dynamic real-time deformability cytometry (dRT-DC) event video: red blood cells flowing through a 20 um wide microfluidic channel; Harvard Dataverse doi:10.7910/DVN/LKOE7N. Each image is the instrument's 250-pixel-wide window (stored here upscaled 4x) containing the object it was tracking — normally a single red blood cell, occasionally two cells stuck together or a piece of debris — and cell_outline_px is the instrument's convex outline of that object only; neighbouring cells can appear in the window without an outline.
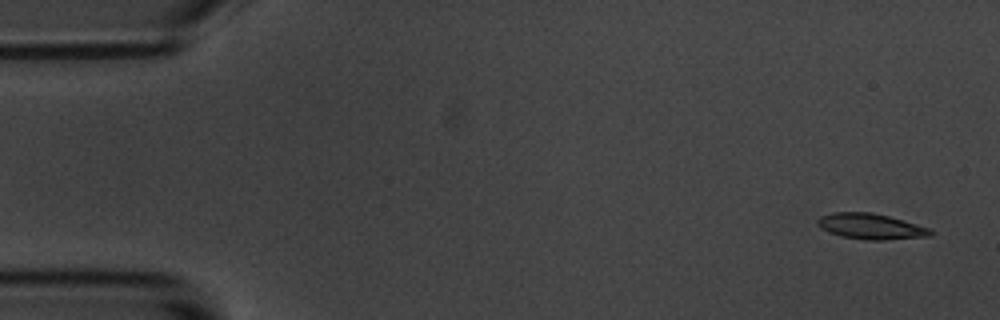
{"species": "common noctule bat (a hibernating species)", "species_latin": "Nyctalus noctula", "temperature_condition": "room temperature", "stored_images_in_passage": 4, "camera_frame_rate_fps": 3000, "um_per_image_px": 0.085, "animal": {"sex": "male", "body_mass_g": 20.1, "forearm_length_mm": 53.5}, "frame": {"image": 1, "passage_image": 1, "time_ms": 0.0, "image_size_px": [1000, 320], "cell_outline_px": [[932, 236], [884, 240], [868, 240], [840, 236], [828, 232], [820, 228], [816, 224], [816, 220], [820, 216], [832, 212], [872, 212], [888, 216], [916, 224], [928, 228], [932, 232]], "centroid_in_image_um": [73.96, 19.24], "position_along_channel_um": 11.0, "area_um2": 16.94}}
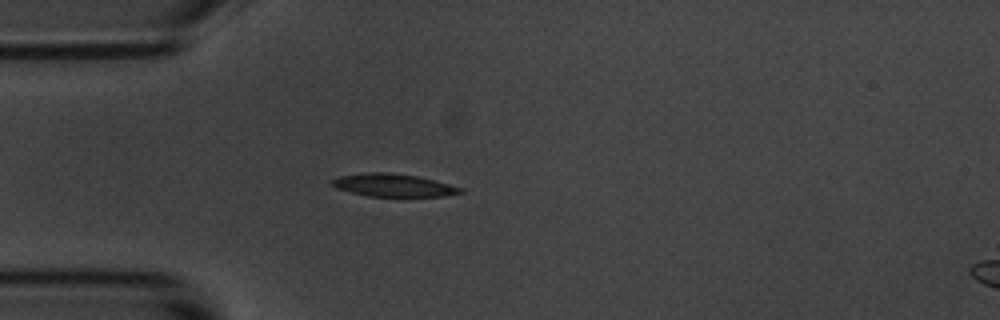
{"frame": {"image": 2, "passage_image": 4, "time_ms": 4.333, "image_size_px": [1000, 320], "cell_outline_px": [[464, 192], [444, 196], [368, 196], [336, 188], [332, 184], [332, 180], [340, 176], [368, 172], [384, 172], [416, 176], [464, 188]], "centroid_in_image_um": [33.45, 15.75], "position_along_channel_um": 51.6, "area_um2": 16.7}}